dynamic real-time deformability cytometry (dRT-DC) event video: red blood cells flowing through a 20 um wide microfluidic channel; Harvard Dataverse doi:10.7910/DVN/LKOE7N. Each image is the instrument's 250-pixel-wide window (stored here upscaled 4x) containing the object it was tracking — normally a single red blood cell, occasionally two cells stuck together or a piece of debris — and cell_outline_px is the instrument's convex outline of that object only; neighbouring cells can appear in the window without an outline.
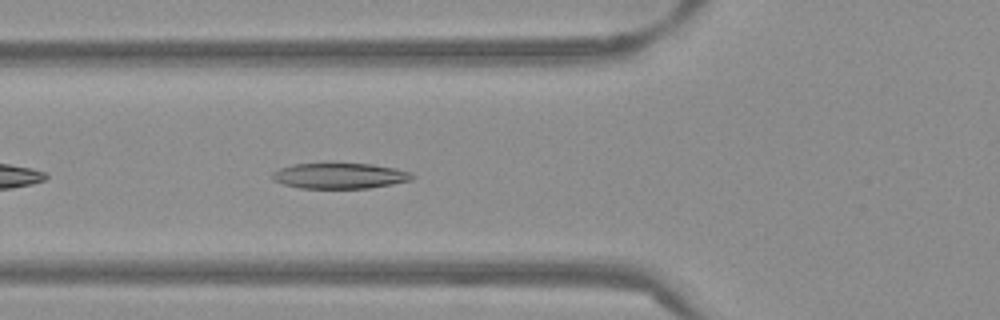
{"species": "Egyptian fruit bat (a non-hibernating species)", "species_latin": "Rousettus aegyptiacus", "temperature_condition": "warm", "stored_images_in_passage": 38, "camera_frame_rate_fps": 3000, "um_per_image_px": 0.085, "frame": {"image": 1, "passage_image": 5, "time_ms": 1.333, "image_size_px": [1000, 320], "cell_outline_px": [[416, 176], [412, 180], [392, 184], [368, 188], [300, 188], [284, 184], [272, 180], [272, 172], [280, 168], [292, 164], [372, 164], [396, 168], [412, 172]], "centroid_in_image_um": [28.91, 14.94], "position_along_channel_um": 96.9, "area_um2": 20.87}}
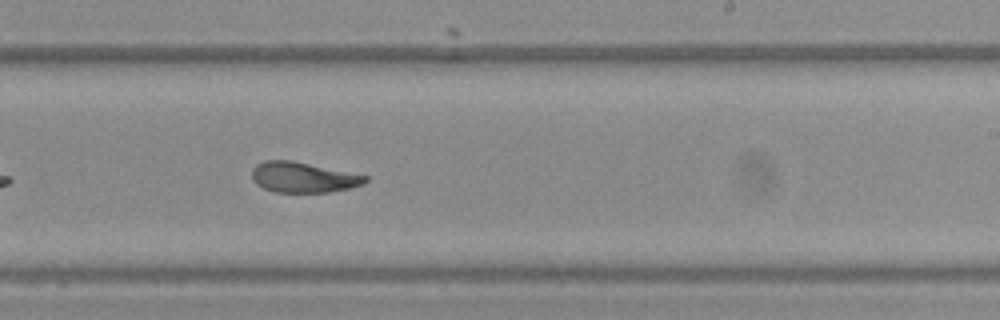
{"frame": {"image": 2, "passage_image": 18, "time_ms": 5.667, "image_size_px": [1000, 320], "cell_outline_px": [[368, 180], [364, 184], [348, 188], [328, 192], [276, 192], [264, 188], [256, 184], [252, 180], [252, 168], [256, 164], [264, 160], [292, 160], [368, 176]], "centroid_in_image_um": [25.74, 15.06], "position_along_channel_um": 263.3, "area_um2": 20.06}}
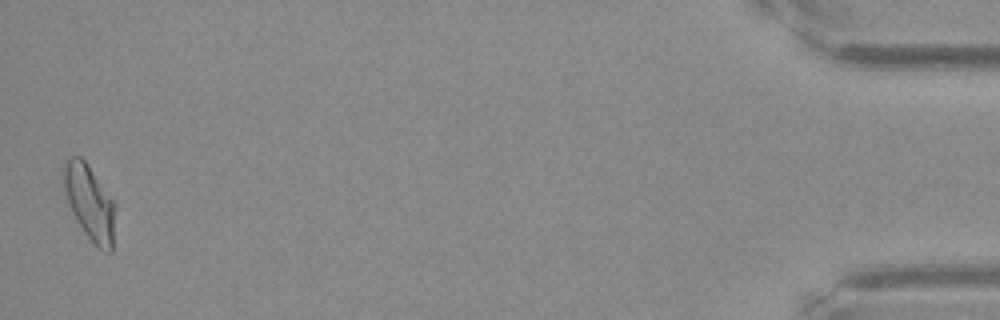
{"frame": {"image": 3, "passage_image": 38, "time_ms": 12.333, "image_size_px": [1000, 320], "cell_outline_px": [[116, 208], [112, 252], [104, 252], [84, 232], [76, 220], [68, 204], [60, 176], [60, 168], [64, 160], [68, 156], [80, 156], [88, 164], [116, 204]], "centroid_in_image_um": [7.58, 17.14], "position_along_channel_um": 427.6, "area_um2": 23.18}, "authors_computed_cell_mechanics": {"area_um2": 21.2704, "velocity_mm_per_s": 3.8282, "shape_relaxation_time_tau1_ms": 6.0279, "shape_relaxation_time_tau2_ms": 1.5232, "deformation_change_tau1": 0.2046, "deformation_change_tau2": 0.0852}}